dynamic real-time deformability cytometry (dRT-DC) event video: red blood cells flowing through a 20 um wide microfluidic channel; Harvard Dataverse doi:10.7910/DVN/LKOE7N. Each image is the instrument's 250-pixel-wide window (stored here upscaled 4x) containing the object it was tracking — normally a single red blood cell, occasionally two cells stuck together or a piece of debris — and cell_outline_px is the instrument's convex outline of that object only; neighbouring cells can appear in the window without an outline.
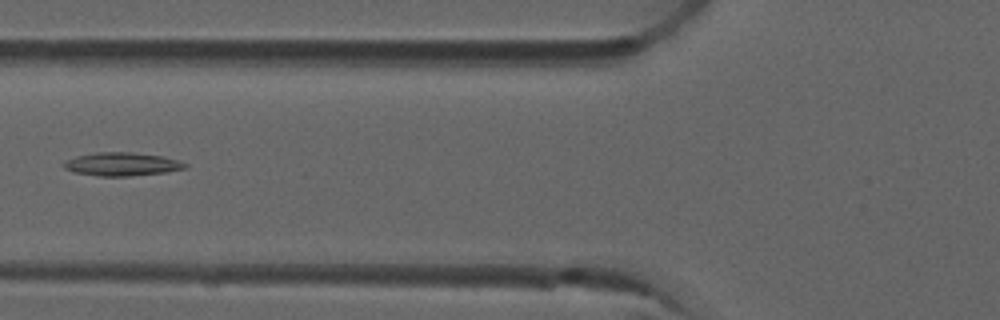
{"species": "common noctule bat (a hibernating species)", "species_latin": "Nyctalus noctula", "temperature_condition": "room temperature", "stored_images_in_passage": 7, "camera_frame_rate_fps": 3000, "um_per_image_px": 0.085, "animal": {"sex": "male", "forearm_length_mm": 52.5}, "frame": {"image": 1, "passage_image": 6, "time_ms": 1.667, "image_size_px": [1000, 320], "cell_outline_px": [[188, 168], [168, 172], [128, 176], [100, 176], [76, 172], [64, 168], [60, 164], [64, 160], [76, 156], [100, 152], [132, 152], [164, 156], [180, 160], [188, 164]], "centroid_in_image_um": [10.4, 13.95], "position_along_channel_um": 115.4, "area_um2": 16.7}}
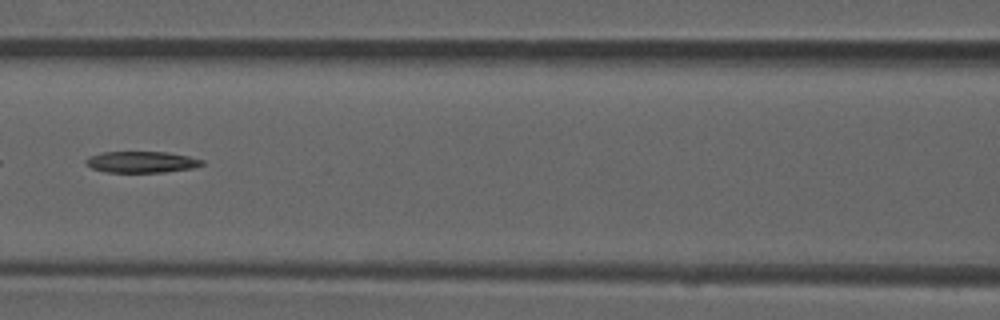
{"frame": {"image": 2, "passage_image": 7, "time_ms": 2.0, "image_size_px": [1000, 320], "cell_outline_px": [[204, 164], [192, 168], [164, 172], [104, 172], [92, 168], [84, 164], [84, 160], [88, 156], [104, 152], [168, 152], [188, 156], [204, 160]], "centroid_in_image_um": [11.99, 13.77], "position_along_channel_um": 154.6, "area_um2": 14.51}}